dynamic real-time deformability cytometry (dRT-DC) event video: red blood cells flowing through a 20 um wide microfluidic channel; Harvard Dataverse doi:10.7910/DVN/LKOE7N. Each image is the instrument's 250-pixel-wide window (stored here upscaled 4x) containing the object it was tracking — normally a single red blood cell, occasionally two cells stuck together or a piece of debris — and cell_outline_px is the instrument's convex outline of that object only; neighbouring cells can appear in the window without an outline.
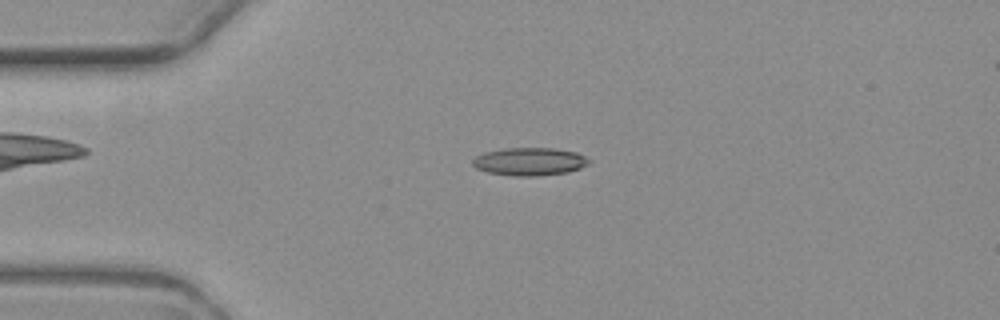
{"species": "common noctule bat (a hibernating species)", "species_latin": "Nyctalus noctula", "temperature_condition": "warm", "stored_images_in_passage": 8, "camera_frame_rate_fps": 3000, "um_per_image_px": 0.085, "animal": {"sex": "female", "body_mass_g": 19.3, "forearm_length_mm": 54.1}, "frame": {"image": 1, "passage_image": 2, "time_ms": 1.333, "image_size_px": [1000, 320], "cell_outline_px": [[592, 160], [588, 164], [580, 168], [568, 172], [536, 176], [512, 176], [488, 172], [476, 168], [472, 164], [472, 160], [476, 156], [484, 152], [504, 148], [552, 148], [576, 152]], "centroid_in_image_um": [45.01, 13.73], "position_along_channel_um": 40.0, "area_um2": 18.96}}
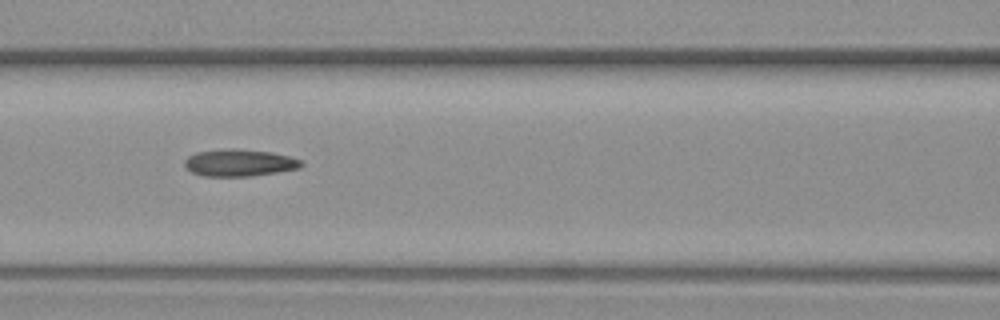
{"frame": {"image": 2, "passage_image": 5, "time_ms": 5.0, "image_size_px": [1000, 320], "cell_outline_px": [[304, 164], [300, 168], [252, 176], [204, 176], [192, 172], [184, 164], [184, 160], [188, 156], [196, 152], [232, 148], [272, 152], [288, 156], [300, 160]], "centroid_in_image_um": [20.34, 13.83], "position_along_channel_um": 146.3, "area_um2": 18.26}}
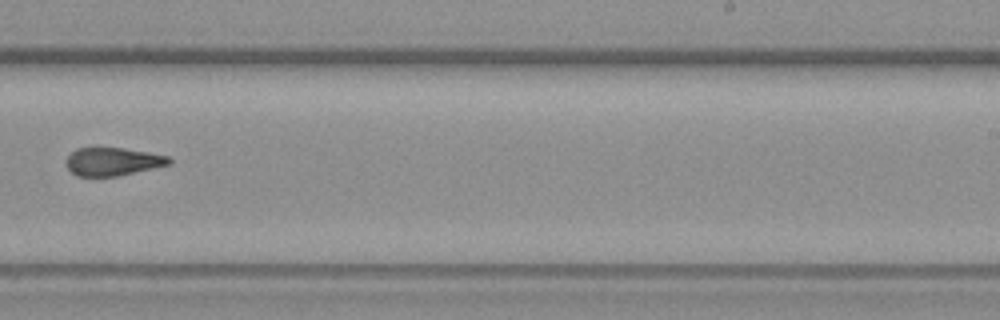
{"frame": {"image": 3, "passage_image": 8, "time_ms": 8.667, "image_size_px": [1000, 320], "cell_outline_px": [[172, 164], [116, 176], [76, 176], [68, 168], [64, 160], [76, 148], [124, 148], [148, 152], [168, 156], [172, 160]], "centroid_in_image_um": [9.58, 13.73], "position_along_channel_um": 279.4, "area_um2": 16.82}}